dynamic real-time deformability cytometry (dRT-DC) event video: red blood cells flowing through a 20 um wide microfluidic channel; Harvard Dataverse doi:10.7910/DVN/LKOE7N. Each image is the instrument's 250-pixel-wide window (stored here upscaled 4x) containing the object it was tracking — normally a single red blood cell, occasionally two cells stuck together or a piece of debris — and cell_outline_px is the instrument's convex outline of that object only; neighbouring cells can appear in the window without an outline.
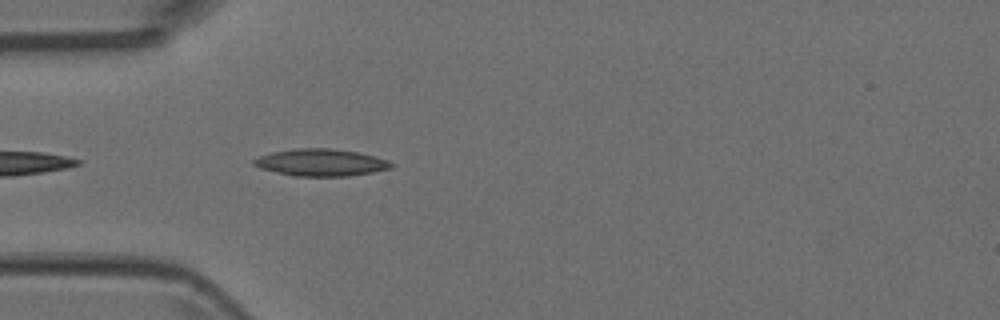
{"species": "Egyptian fruit bat (a non-hibernating species)", "species_latin": "Rousettus aegyptiacus", "temperature_condition": "room temperature", "stored_images_in_passage": 4, "camera_frame_rate_fps": 3000, "um_per_image_px": 0.085, "animal": {"sex": "female"}, "frame": {"image": 1, "passage_image": 4, "time_ms": 1.0, "image_size_px": [1000, 320], "cell_outline_px": [[392, 168], [372, 172], [348, 176], [292, 176], [260, 168], [252, 164], [252, 160], [260, 156], [272, 152], [296, 148], [332, 148], [360, 152], [388, 160], [392, 164]], "centroid_in_image_um": [27.27, 13.81], "position_along_channel_um": 57.7, "area_um2": 21.73}}